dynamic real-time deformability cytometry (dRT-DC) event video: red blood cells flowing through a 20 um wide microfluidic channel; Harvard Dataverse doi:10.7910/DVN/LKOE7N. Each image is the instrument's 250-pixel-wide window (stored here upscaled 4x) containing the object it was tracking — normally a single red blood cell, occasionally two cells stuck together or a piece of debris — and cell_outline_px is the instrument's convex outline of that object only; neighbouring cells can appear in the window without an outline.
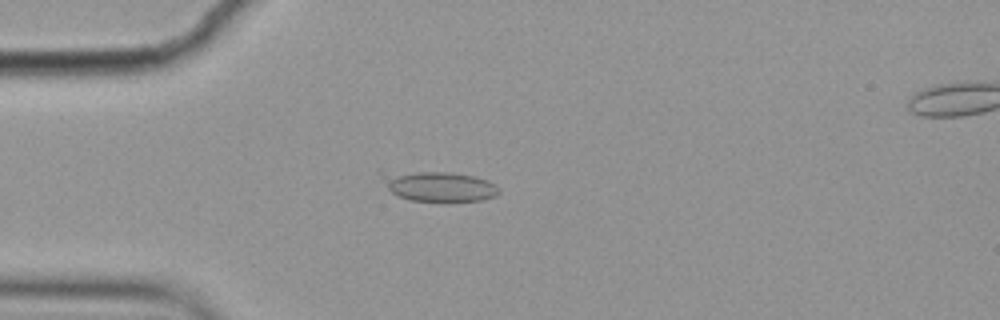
{"species": "common noctule bat (a hibernating species)", "species_latin": "Nyctalus noctula", "temperature_condition": "cold", "stored_images_in_passage": 7, "camera_frame_rate_fps": 3000, "um_per_image_px": 0.085, "animal": {"sex": "female", "body_mass_g": 19.9}, "frame": {"image": 1, "passage_image": 5, "time_ms": 1.333, "image_size_px": [1000, 320], "cell_outline_px": [[500, 192], [496, 196], [480, 200], [444, 204], [408, 200], [396, 196], [388, 188], [388, 176], [420, 172], [448, 172], [476, 176], [488, 180], [500, 188]], "centroid_in_image_um": [37.53, 15.93], "position_along_channel_um": 47.5, "area_um2": 20.23}}
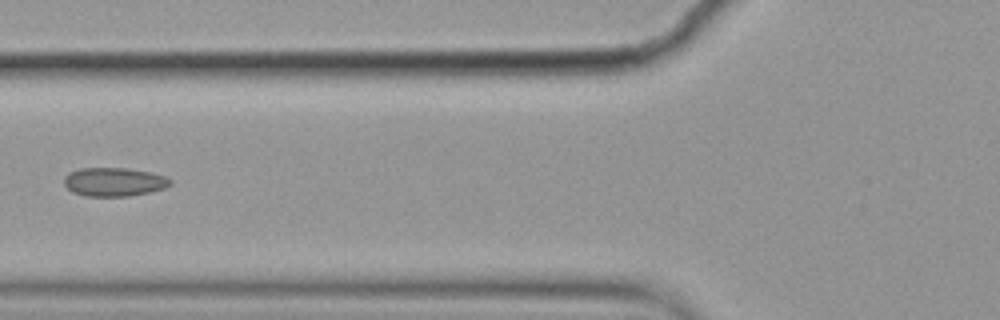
{"frame": {"image": 2, "passage_image": 7, "time_ms": 2.0, "image_size_px": [1000, 320], "cell_outline_px": [[172, 184], [164, 188], [148, 192], [128, 196], [84, 196], [72, 192], [64, 184], [64, 176], [68, 172], [80, 168], [128, 168], [152, 172], [164, 176], [172, 180]], "centroid_in_image_um": [9.68, 15.45], "position_along_channel_um": 116.1, "area_um2": 17.86}}